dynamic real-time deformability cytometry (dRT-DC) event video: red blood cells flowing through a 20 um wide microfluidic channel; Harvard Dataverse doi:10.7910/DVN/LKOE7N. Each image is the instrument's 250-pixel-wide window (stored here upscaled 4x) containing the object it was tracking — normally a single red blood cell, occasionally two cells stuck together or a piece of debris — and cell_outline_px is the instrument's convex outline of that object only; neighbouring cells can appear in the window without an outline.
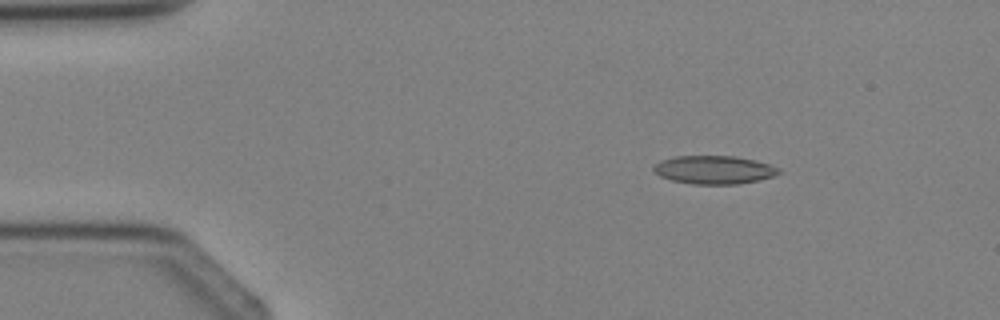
{"species": "Egyptian fruit bat (a non-hibernating species)", "species_latin": "Rousettus aegyptiacus", "temperature_condition": "cold", "stored_images_in_passage": 3, "camera_frame_rate_fps": 3000, "um_per_image_px": 0.085, "animal": {"sex": "female"}, "frame": {"image": 1, "passage_image": 1, "time_ms": 0.0, "image_size_px": [1000, 320], "cell_outline_px": [[780, 172], [772, 176], [760, 180], [736, 184], [692, 184], [672, 180], [660, 176], [652, 168], [660, 160], [676, 156], [736, 156], [756, 160], [780, 168]], "centroid_in_image_um": [60.7, 14.43], "position_along_channel_um": 24.3, "area_um2": 20.58}}
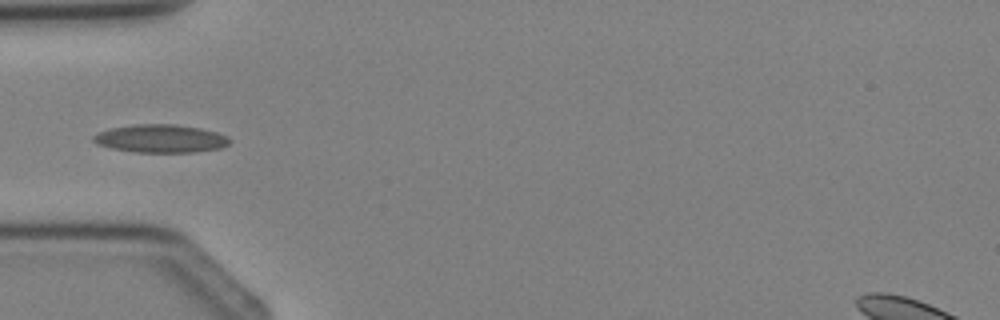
{"frame": {"image": 2, "passage_image": 3, "time_ms": 2.333, "image_size_px": [1000, 320], "cell_outline_px": [[232, 140], [228, 144], [220, 148], [192, 152], [136, 152], [112, 148], [96, 144], [92, 140], [92, 136], [100, 132], [112, 128], [132, 124], [176, 124], [200, 128], [216, 132], [228, 136]], "centroid_in_image_um": [13.66, 11.77], "position_along_channel_um": 71.3, "area_um2": 22.25}}